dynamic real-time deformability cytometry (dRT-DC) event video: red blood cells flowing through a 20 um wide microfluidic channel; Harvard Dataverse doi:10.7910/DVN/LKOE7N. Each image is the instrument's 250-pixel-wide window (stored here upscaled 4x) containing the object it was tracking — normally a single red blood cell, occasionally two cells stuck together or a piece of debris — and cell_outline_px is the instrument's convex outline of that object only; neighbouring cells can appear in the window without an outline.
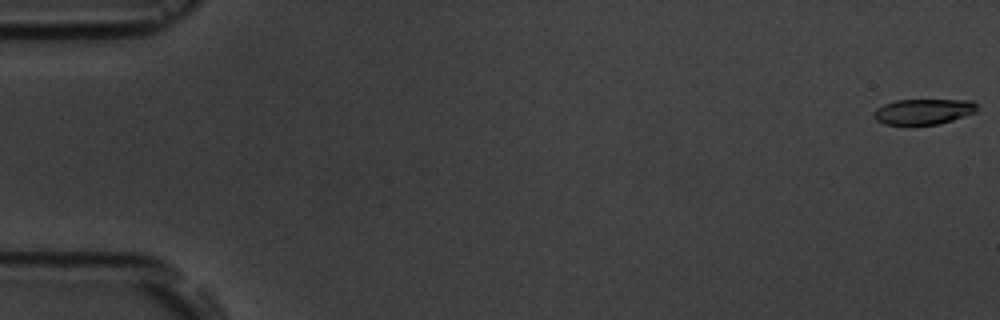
{"species": "common noctule bat (a hibernating species)", "species_latin": "Nyctalus noctula", "temperature_condition": "room temperature", "stored_images_in_passage": 7, "camera_frame_rate_fps": 3000, "um_per_image_px": 0.085, "animal": {"sex": "male", "body_mass_g": 19.5, "forearm_length_mm": 54.6}, "frame": {"image": 1, "passage_image": 1, "time_ms": 0.0, "image_size_px": [1000, 320], "cell_outline_px": [[976, 112], [940, 124], [908, 128], [884, 124], [876, 120], [872, 116], [872, 112], [876, 108], [884, 104], [896, 100], [972, 100], [976, 104]], "centroid_in_image_um": [78.4, 9.54], "position_along_channel_um": 6.6, "area_um2": 16.13}}
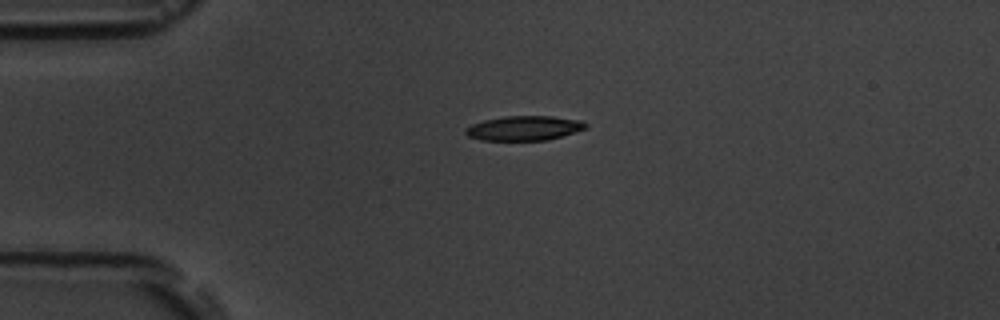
{"frame": {"image": 2, "passage_image": 5, "time_ms": 4.333, "image_size_px": [1000, 320], "cell_outline_px": [[588, 128], [576, 132], [548, 140], [480, 140], [468, 136], [464, 132], [464, 128], [472, 124], [484, 120], [504, 116], [552, 116], [580, 120], [588, 124]], "centroid_in_image_um": [44.56, 10.89], "position_along_channel_um": 40.4, "area_um2": 17.34}}
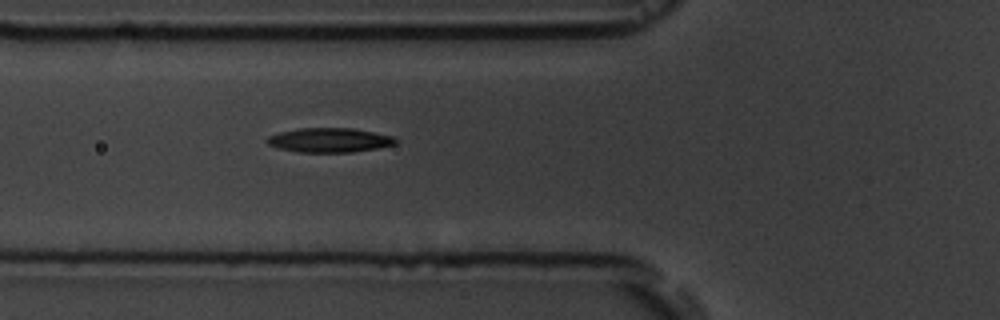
{"frame": {"image": 3, "passage_image": 7, "time_ms": 6.667, "image_size_px": [1000, 320], "cell_outline_px": [[400, 140], [396, 144], [376, 148], [352, 152], [300, 152], [280, 148], [268, 144], [264, 140], [268, 136], [280, 132], [300, 128], [352, 128], [392, 136]], "centroid_in_image_um": [28.01, 11.91], "position_along_channel_um": 97.8, "area_um2": 18.15}}